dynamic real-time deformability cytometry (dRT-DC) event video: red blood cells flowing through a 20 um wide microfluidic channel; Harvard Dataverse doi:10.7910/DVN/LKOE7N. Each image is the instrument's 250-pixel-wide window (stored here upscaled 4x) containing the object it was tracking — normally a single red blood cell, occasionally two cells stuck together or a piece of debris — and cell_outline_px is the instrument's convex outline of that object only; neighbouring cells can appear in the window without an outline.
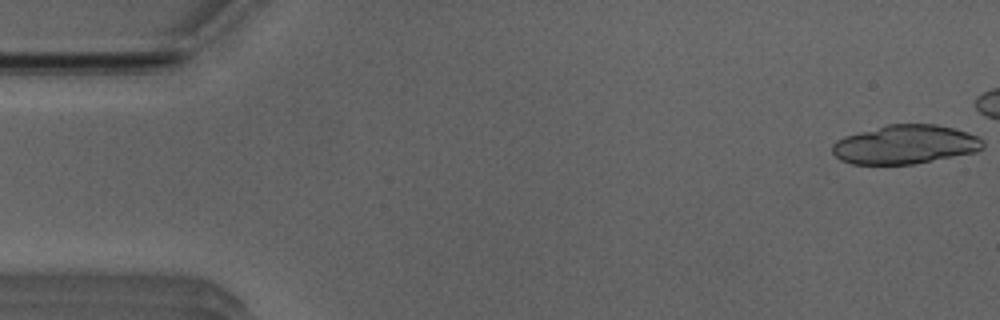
{"species": "Egyptian fruit bat (a non-hibernating species)", "species_latin": "Rousettus aegyptiacus", "temperature_condition": "room temperature", "stored_images_in_passage": 20, "camera_frame_rate_fps": 3000, "um_per_image_px": 0.085, "animal": {"sex": "male"}, "frame": {"image": 1, "passage_image": 1, "time_ms": 0.0, "image_size_px": [1000, 320], "cell_outline_px": [[984, 144], [976, 152], [912, 164], [852, 164], [840, 160], [832, 152], [832, 144], [836, 140], [844, 136], [888, 124], [936, 124], [968, 132], [980, 136], [984, 140]], "centroid_in_image_um": [76.94, 12.28], "position_along_channel_um": 8.1, "area_um2": 34.16}}